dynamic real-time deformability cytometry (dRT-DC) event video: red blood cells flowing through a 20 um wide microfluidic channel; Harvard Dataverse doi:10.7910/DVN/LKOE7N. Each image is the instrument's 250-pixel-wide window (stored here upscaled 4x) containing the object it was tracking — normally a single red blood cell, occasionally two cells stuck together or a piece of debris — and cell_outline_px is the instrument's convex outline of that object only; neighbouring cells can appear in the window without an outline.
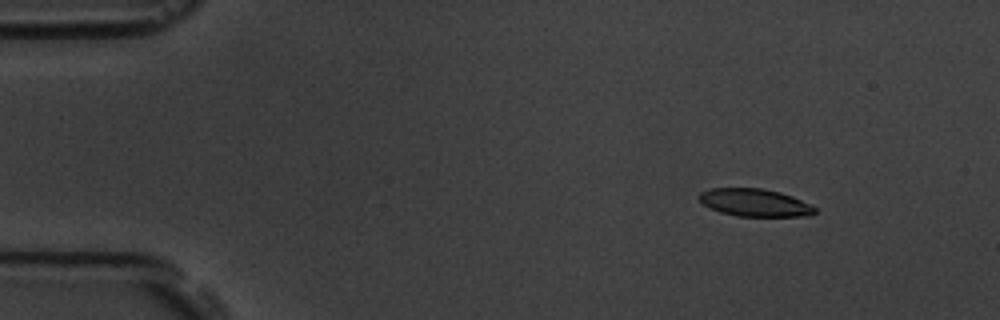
{"species": "common noctule bat (a hibernating species)", "species_latin": "Nyctalus noctula", "temperature_condition": "room temperature", "stored_images_in_passage": 5, "camera_frame_rate_fps": 3000, "um_per_image_px": 0.085, "animal": {"sex": "male", "body_mass_g": 19.5, "forearm_length_mm": 54.6}, "frame": {"image": 1, "passage_image": 2, "time_ms": 2.0, "image_size_px": [1000, 320], "cell_outline_px": [[816, 212], [804, 216], [736, 216], [720, 212], [704, 204], [696, 196], [700, 192], [708, 188], [760, 188], [780, 192], [792, 196], [812, 204], [816, 208]], "centroid_in_image_um": [64.15, 17.21], "position_along_channel_um": 20.9, "area_um2": 18.67}}
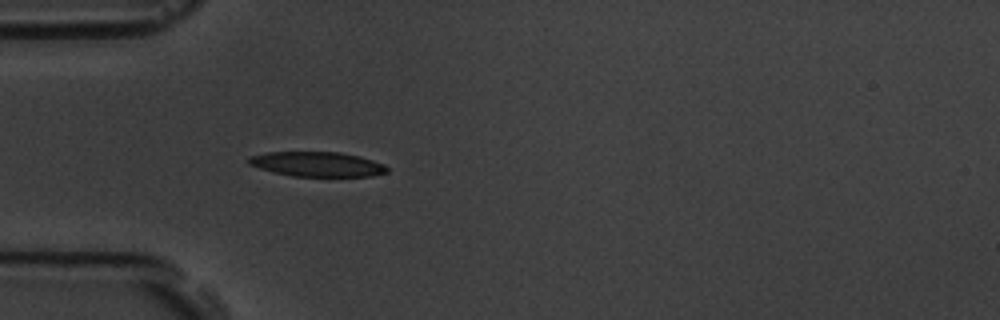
{"frame": {"image": 2, "passage_image": 5, "time_ms": 5.333, "image_size_px": [1000, 320], "cell_outline_px": [[388, 172], [372, 176], [292, 176], [260, 168], [248, 164], [248, 156], [268, 152], [340, 152], [360, 156], [384, 164], [388, 168]], "centroid_in_image_um": [26.98, 13.95], "position_along_channel_um": 58.0, "area_um2": 19.88}}